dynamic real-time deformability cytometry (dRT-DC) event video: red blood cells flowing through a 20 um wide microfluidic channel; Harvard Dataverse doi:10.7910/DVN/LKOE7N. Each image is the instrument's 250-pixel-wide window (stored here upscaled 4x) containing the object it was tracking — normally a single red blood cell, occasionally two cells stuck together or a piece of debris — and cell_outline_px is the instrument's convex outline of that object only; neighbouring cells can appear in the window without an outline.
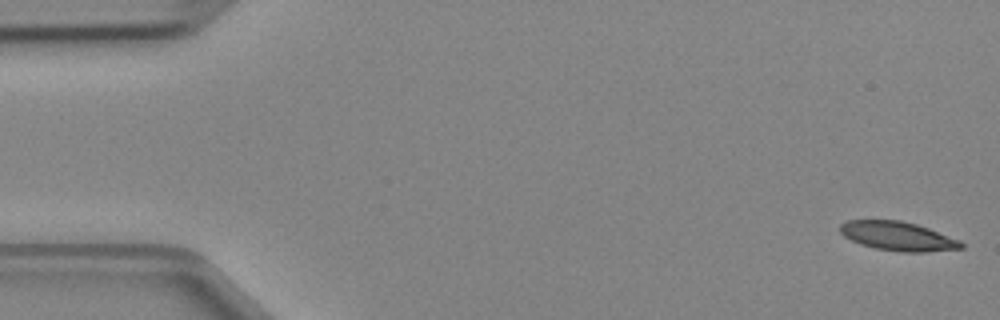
{"species": "Egyptian fruit bat (a non-hibernating species)", "species_latin": "Rousettus aegyptiacus", "temperature_condition": "cold", "stored_images_in_passage": 6, "camera_frame_rate_fps": 3000, "um_per_image_px": 0.085, "animal": {"sex": "female"}, "frame": {"image": 1, "passage_image": 1, "time_ms": 0.0, "image_size_px": [1000, 320], "cell_outline_px": [[964, 248], [924, 252], [904, 252], [876, 248], [860, 244], [844, 236], [840, 232], [840, 224], [848, 220], [900, 220], [916, 224], [928, 228], [960, 240], [964, 244]], "centroid_in_image_um": [76.32, 20.07], "position_along_channel_um": 8.7, "area_um2": 20.35}}
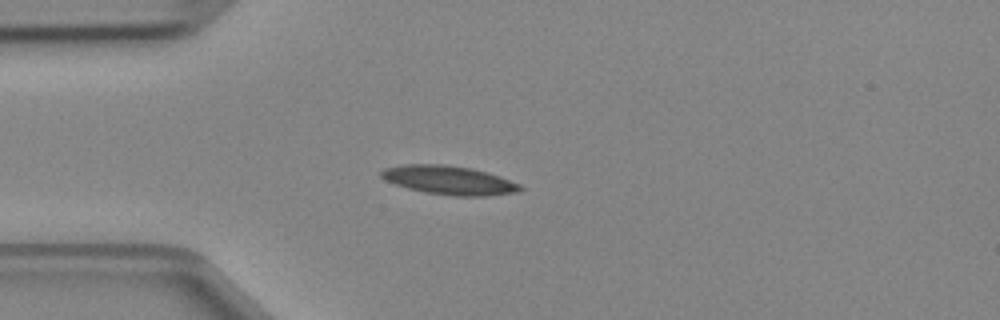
{"frame": {"image": 2, "passage_image": 4, "time_ms": 1.0, "image_size_px": [1000, 320], "cell_outline_px": [[524, 188], [520, 192], [484, 196], [456, 196], [424, 192], [408, 188], [384, 180], [380, 176], [380, 172], [384, 168], [404, 164], [444, 164], [472, 168], [488, 172], [500, 176], [520, 184]], "centroid_in_image_um": [38.19, 15.31], "position_along_channel_um": 46.8, "area_um2": 23.47}}